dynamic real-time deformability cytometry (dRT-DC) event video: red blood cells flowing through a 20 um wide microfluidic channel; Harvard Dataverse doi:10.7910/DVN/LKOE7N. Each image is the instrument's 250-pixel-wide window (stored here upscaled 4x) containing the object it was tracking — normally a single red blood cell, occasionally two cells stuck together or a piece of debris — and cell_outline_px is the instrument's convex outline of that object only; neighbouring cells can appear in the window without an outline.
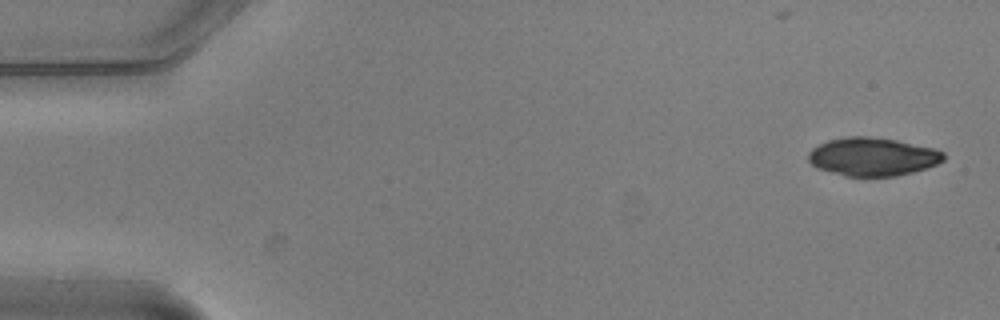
{"species": "common noctule bat (a hibernating species)", "species_latin": "Nyctalus noctula", "temperature_condition": "warm", "stored_images_in_passage": 6, "camera_frame_rate_fps": 3000, "um_per_image_px": 0.085, "animal": {"sex": "male", "body_mass_g": 20.5, "forearm_length_mm": 52.5}, "frame": {"image": 1, "passage_image": 1, "time_ms": 0.0, "image_size_px": [1000, 320], "cell_outline_px": [[944, 160], [928, 168], [896, 176], [844, 176], [816, 168], [808, 160], [808, 152], [812, 148], [828, 140], [848, 136], [864, 136], [896, 140], [936, 148], [944, 152]], "centroid_in_image_um": [74.17, 13.32], "position_along_channel_um": 10.8, "area_um2": 30.29}}
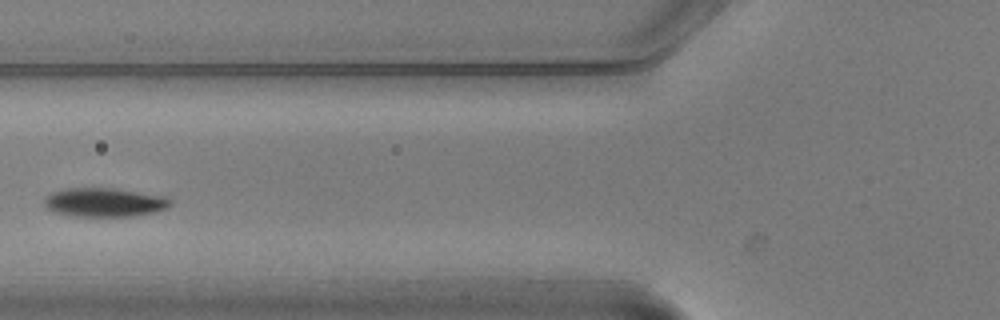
{"frame": {"image": 2, "passage_image": 5, "time_ms": 1.333, "image_size_px": [1000, 320], "cell_outline_px": [[172, 204], [168, 208], [136, 216], [76, 216], [56, 212], [48, 208], [44, 204], [44, 200], [52, 192], [64, 188], [112, 188], [168, 196], [172, 200]], "centroid_in_image_um": [8.94, 17.19], "position_along_channel_um": 116.9, "area_um2": 21.21}}
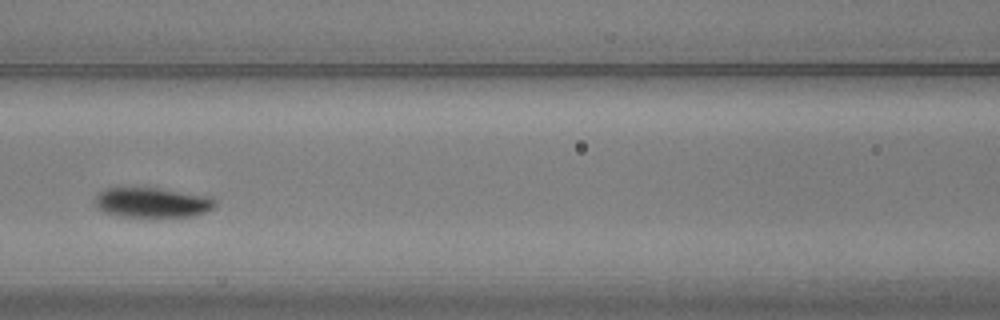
{"frame": {"image": 3, "passage_image": 6, "time_ms": 1.667, "image_size_px": [1000, 320], "cell_outline_px": [[216, 204], [208, 212], [192, 216], [116, 216], [104, 212], [96, 204], [96, 192], [104, 188], [160, 188], [212, 196], [216, 200]], "centroid_in_image_um": [12.97, 17.2], "position_along_channel_um": 153.6, "area_um2": 21.04}}